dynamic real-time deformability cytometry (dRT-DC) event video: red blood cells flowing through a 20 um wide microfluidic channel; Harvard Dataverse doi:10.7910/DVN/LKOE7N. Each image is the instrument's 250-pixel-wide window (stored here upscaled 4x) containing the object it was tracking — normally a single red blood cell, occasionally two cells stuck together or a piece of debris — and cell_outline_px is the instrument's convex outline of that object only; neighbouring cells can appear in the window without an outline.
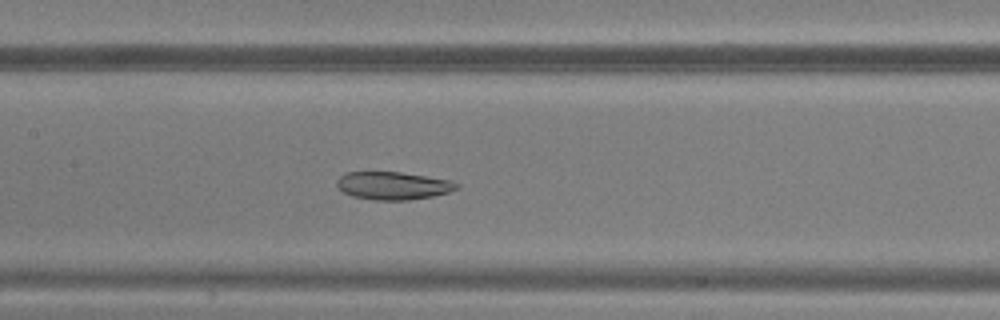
{"species": "common noctule bat (a hibernating species)", "species_latin": "Nyctalus noctula", "temperature_condition": "warm", "stored_images_in_passage": 25, "camera_frame_rate_fps": 3000, "um_per_image_px": 0.085, "animal": {"sex": "male", "body_mass_g": 20.5, "forearm_length_mm": 52.5}, "frame": {"image": 1, "passage_image": 24, "time_ms": 7.667, "image_size_px": [1000, 320], "cell_outline_px": [[460, 188], [448, 192], [432, 196], [408, 200], [376, 200], [352, 196], [344, 192], [336, 184], [336, 180], [344, 172], [400, 172], [452, 180], [460, 184]], "centroid_in_image_um": [33.43, 15.77], "position_along_channel_um": 174.0, "area_um2": 19.48}}